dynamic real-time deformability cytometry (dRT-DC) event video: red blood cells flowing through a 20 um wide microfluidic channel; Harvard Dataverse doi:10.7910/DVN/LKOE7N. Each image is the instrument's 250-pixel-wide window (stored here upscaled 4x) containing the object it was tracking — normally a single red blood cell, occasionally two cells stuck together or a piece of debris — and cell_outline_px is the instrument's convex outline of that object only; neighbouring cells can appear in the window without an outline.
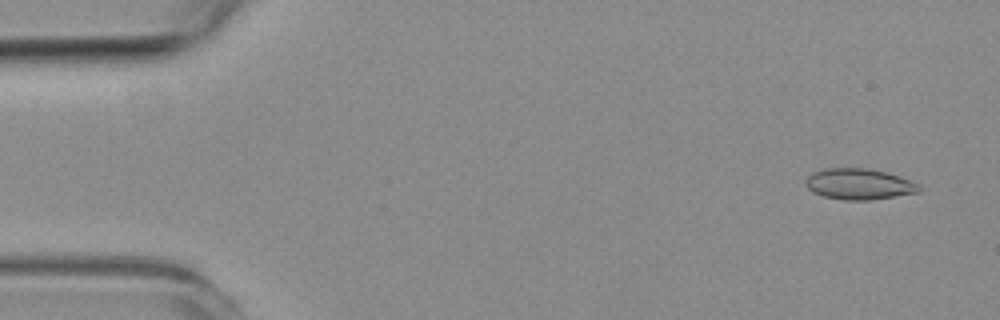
{"species": "common noctule bat (a hibernating species)", "species_latin": "Nyctalus noctula", "temperature_condition": "room temperature", "stored_images_in_passage": 54, "camera_frame_rate_fps": 3000, "um_per_image_px": 0.085, "animal": {"sex": "female", "body_mass_g": 19.3, "forearm_length_mm": 54.1}, "frame": {"image": 1, "passage_image": 3, "time_ms": 0.667, "image_size_px": [1000, 320], "cell_outline_px": [[920, 192], [868, 200], [844, 200], [824, 196], [812, 192], [804, 184], [808, 176], [812, 172], [824, 168], [868, 168], [888, 172], [920, 184]], "centroid_in_image_um": [73.0, 15.63], "position_along_channel_um": 12.0, "area_um2": 20.52}}
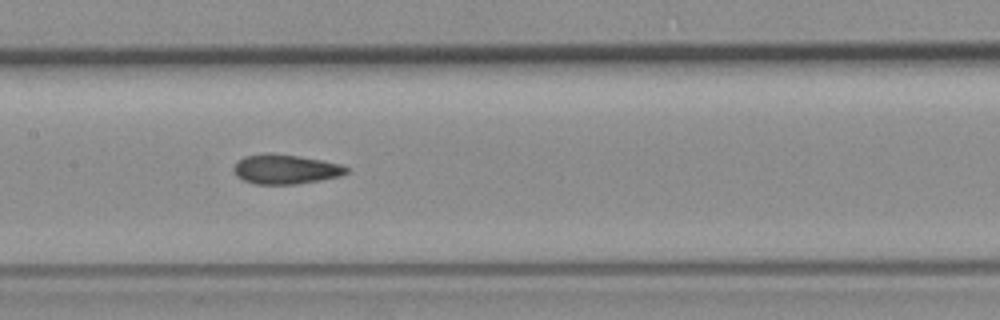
{"frame": {"image": 2, "passage_image": 26, "time_ms": 8.333, "image_size_px": [1000, 320], "cell_outline_px": [[348, 172], [340, 176], [320, 180], [296, 184], [256, 184], [244, 180], [236, 176], [232, 168], [236, 160], [244, 156], [264, 152], [272, 152], [300, 156], [340, 164], [348, 168]], "centroid_in_image_um": [24.2, 14.36], "position_along_channel_um": 183.2, "area_um2": 19.65}}
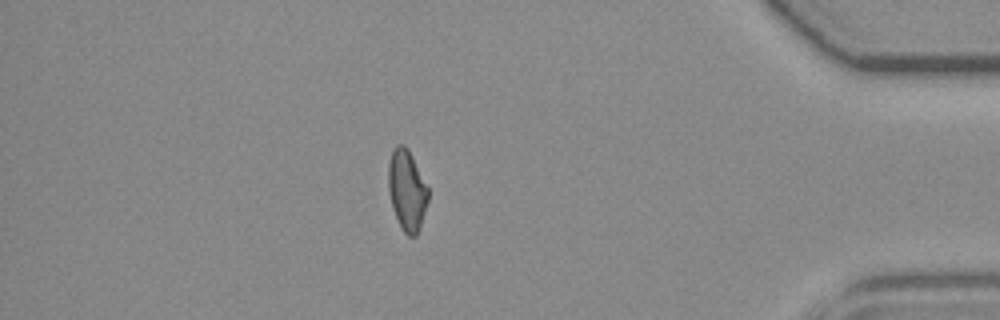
{"frame": {"image": 3, "passage_image": 47, "time_ms": 15.333, "image_size_px": [1000, 320], "cell_outline_px": [[428, 200], [420, 228], [416, 236], [408, 236], [400, 228], [392, 208], [388, 188], [388, 164], [392, 152], [396, 144], [404, 144], [408, 148], [428, 188]], "centroid_in_image_um": [34.57, 16.18], "position_along_channel_um": 400.6, "area_um2": 18.79}, "authors_computed_cell_mechanics": {"area_um2": 19.363, "velocity_mm_per_s": 3.7479, "shape_relaxation_time_tau1_ms": 10.847, "shape_relaxation_time_tau2_ms": 2.0494, "deformation_change_tau1": 0.1926, "deformation_change_tau2": 0.0738}}